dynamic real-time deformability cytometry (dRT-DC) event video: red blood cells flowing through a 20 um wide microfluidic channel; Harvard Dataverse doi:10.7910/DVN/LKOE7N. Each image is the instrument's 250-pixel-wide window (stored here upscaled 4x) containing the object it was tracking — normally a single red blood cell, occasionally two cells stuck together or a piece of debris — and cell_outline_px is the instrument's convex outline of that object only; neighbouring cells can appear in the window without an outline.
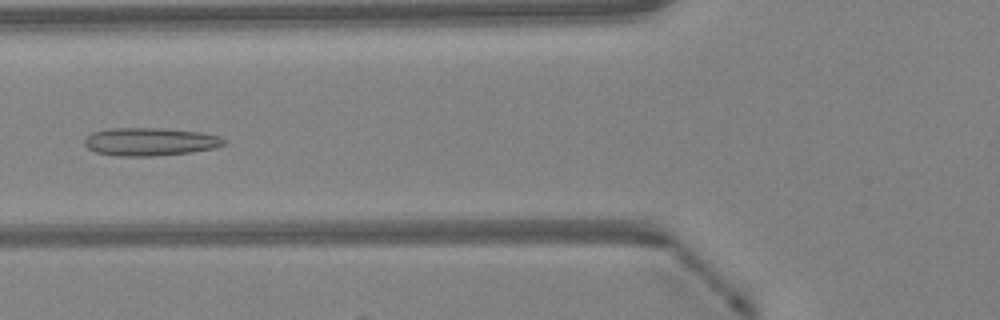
{"species": "Egyptian fruit bat (a non-hibernating species)", "species_latin": "Rousettus aegyptiacus", "temperature_condition": "warm", "stored_images_in_passage": 47, "segment_of_instrument_passage": [1, 2], "camera_frame_rate_fps": 3000, "um_per_image_px": 0.085, "animal": {"sex": "female"}, "frame": {"image": 1, "passage_image": 17, "time_ms": 5.333, "image_size_px": [1000, 320], "cell_outline_px": [[228, 140], [224, 144], [216, 148], [192, 152], [152, 156], [116, 156], [96, 152], [88, 148], [84, 144], [84, 140], [92, 132], [108, 128], [160, 128], [200, 132], [220, 136]], "centroid_in_image_um": [12.77, 12.04], "position_along_channel_um": 113.0, "area_um2": 22.89}}
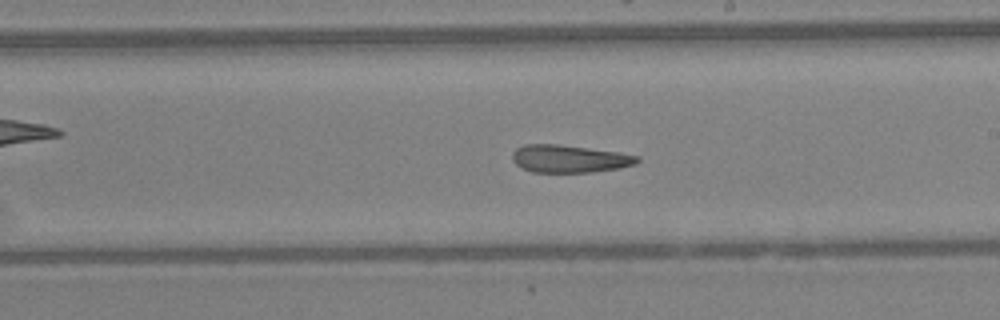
{"frame": {"image": 2, "passage_image": 26, "time_ms": 8.333, "image_size_px": [1000, 320], "cell_outline_px": [[640, 160], [636, 164], [620, 168], [592, 172], [532, 172], [516, 164], [512, 160], [512, 152], [516, 148], [524, 144], [556, 144], [616, 152], [640, 156]], "centroid_in_image_um": [48.39, 13.5], "position_along_channel_um": 240.6, "area_um2": 20.0}}
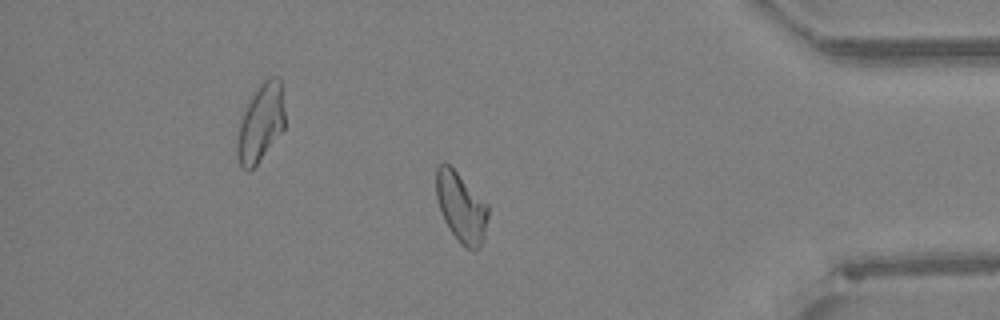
{"frame": {"image": 3, "passage_image": 39, "time_ms": 12.667, "image_size_px": [1000, 320], "cell_outline_px": [[488, 216], [484, 236], [480, 248], [468, 248], [448, 228], [444, 220], [436, 196], [436, 168], [444, 160], [488, 204]], "centroid_in_image_um": [39.19, 17.58], "position_along_channel_um": 396.0, "area_um2": 20.58}}